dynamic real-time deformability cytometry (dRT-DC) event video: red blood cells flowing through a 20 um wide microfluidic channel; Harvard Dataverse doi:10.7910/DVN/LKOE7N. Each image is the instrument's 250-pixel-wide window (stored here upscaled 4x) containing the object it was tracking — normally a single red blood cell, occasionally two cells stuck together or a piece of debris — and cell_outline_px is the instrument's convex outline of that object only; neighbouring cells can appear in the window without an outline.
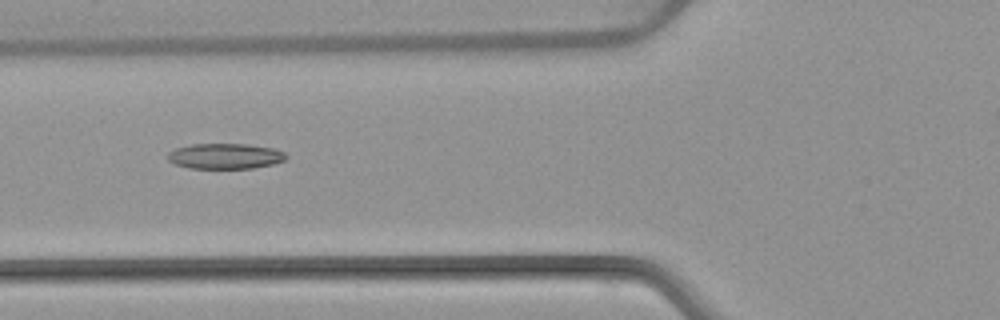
{"species": "common noctule bat (a hibernating species)", "species_latin": "Nyctalus noctula", "temperature_condition": "warm", "stored_images_in_passage": 6, "camera_frame_rate_fps": 3000, "um_per_image_px": 0.085, "animal": {"sex": "female", "body_mass_g": 22.7, "forearm_length_mm": 54.2}, "frame": {"image": 1, "passage_image": 5, "time_ms": 4.667, "image_size_px": [1000, 320], "cell_outline_px": [[288, 156], [284, 160], [272, 164], [252, 168], [188, 168], [176, 164], [168, 160], [168, 152], [176, 148], [192, 144], [248, 144], [272, 148], [284, 152]], "centroid_in_image_um": [19.13, 13.27], "position_along_channel_um": 106.7, "area_um2": 17.46}}
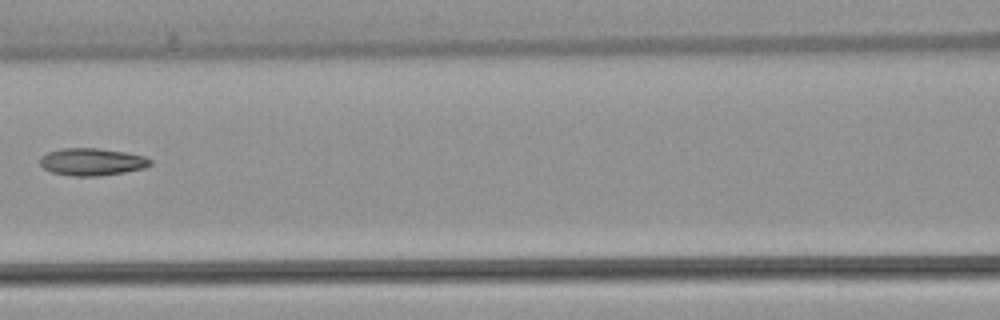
{"frame": {"image": 2, "passage_image": 6, "time_ms": 6.0, "image_size_px": [1000, 320], "cell_outline_px": [[152, 164], [144, 168], [124, 172], [100, 176], [72, 176], [52, 172], [44, 168], [40, 164], [40, 156], [48, 152], [60, 148], [96, 148], [128, 152], [144, 156], [152, 160]], "centroid_in_image_um": [7.82, 13.75], "position_along_channel_um": 158.8, "area_um2": 17.69}}